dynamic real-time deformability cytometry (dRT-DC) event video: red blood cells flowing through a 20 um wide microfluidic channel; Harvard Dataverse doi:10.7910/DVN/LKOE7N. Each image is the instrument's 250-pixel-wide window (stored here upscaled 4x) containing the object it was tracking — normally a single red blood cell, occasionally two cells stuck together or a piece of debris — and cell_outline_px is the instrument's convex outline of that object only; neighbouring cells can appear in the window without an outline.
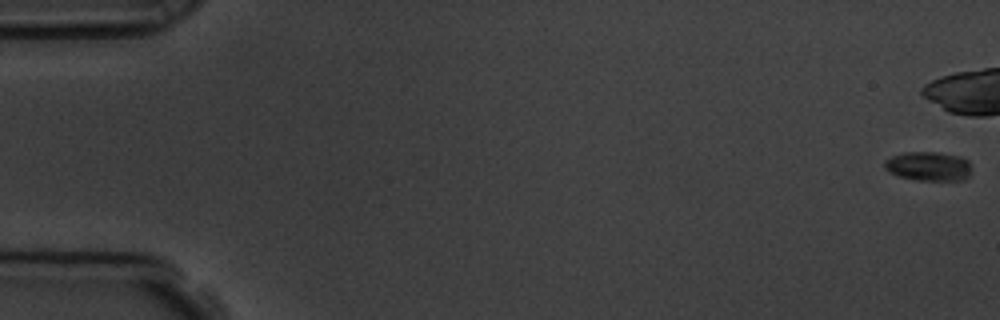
{"species": "common noctule bat (a hibernating species)", "species_latin": "Nyctalus noctula", "temperature_condition": "room temperature", "stored_images_in_passage": 16, "camera_frame_rate_fps": 3000, "um_per_image_px": 0.085, "animal": {"sex": "male", "body_mass_g": 19.5, "forearm_length_mm": 54.6}, "frame": {"image": 1, "passage_image": 1, "time_ms": 0.0, "image_size_px": [1000, 320], "cell_outline_px": [[968, 176], [964, 180], [916, 180], [900, 176], [888, 172], [884, 168], [884, 160], [892, 156], [904, 152], [936, 152], [960, 156], [968, 160]], "centroid_in_image_um": [78.87, 14.12], "position_along_channel_um": 6.1, "area_um2": 14.68}}